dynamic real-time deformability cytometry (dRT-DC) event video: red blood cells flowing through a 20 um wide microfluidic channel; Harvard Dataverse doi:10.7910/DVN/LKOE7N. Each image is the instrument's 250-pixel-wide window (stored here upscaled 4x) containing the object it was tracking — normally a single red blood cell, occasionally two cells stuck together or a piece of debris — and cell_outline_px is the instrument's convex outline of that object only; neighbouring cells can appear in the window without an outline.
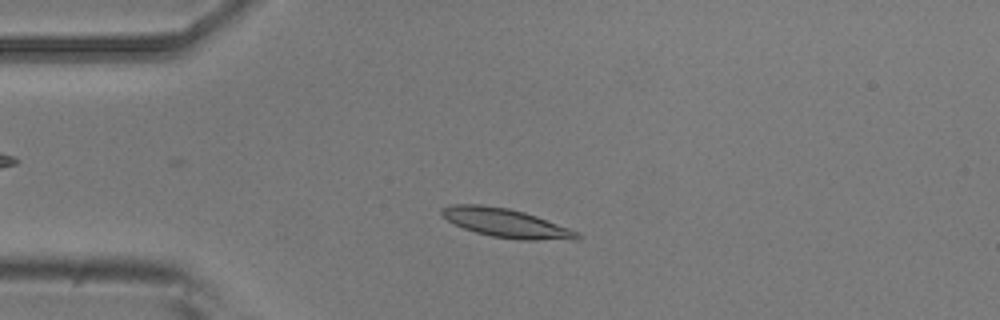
{"species": "common noctule bat (a hibernating species)", "species_latin": "Nyctalus noctula", "temperature_condition": "room temperature", "stored_images_in_passage": 6, "camera_frame_rate_fps": 3000, "um_per_image_px": 0.085, "animal": {"sex": "male", "body_mass_g": 20.5, "forearm_length_mm": 52.5}, "frame": {"image": 1, "passage_image": 3, "time_ms": 2.333, "image_size_px": [1000, 320], "cell_outline_px": [[584, 236], [580, 240], [520, 240], [492, 236], [476, 232], [464, 228], [448, 220], [440, 212], [440, 208], [452, 204], [480, 204], [508, 208], [524, 212], [536, 216], [580, 232]], "centroid_in_image_um": [43.08, 18.97], "position_along_channel_um": 41.9, "area_um2": 22.83}}
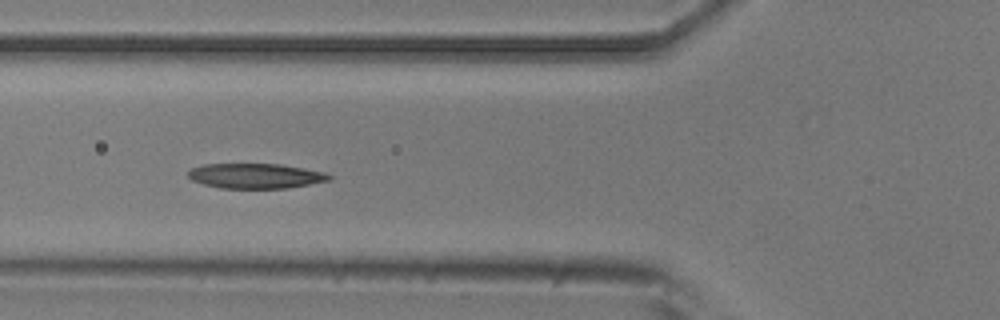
{"frame": {"image": 2, "passage_image": 5, "time_ms": 4.667, "image_size_px": [1000, 320], "cell_outline_px": [[332, 180], [288, 188], [220, 188], [204, 184], [192, 180], [188, 176], [188, 172], [192, 168], [204, 164], [280, 164], [328, 172], [332, 176]], "centroid_in_image_um": [21.78, 14.95], "position_along_channel_um": 104.0, "area_um2": 20.63}}
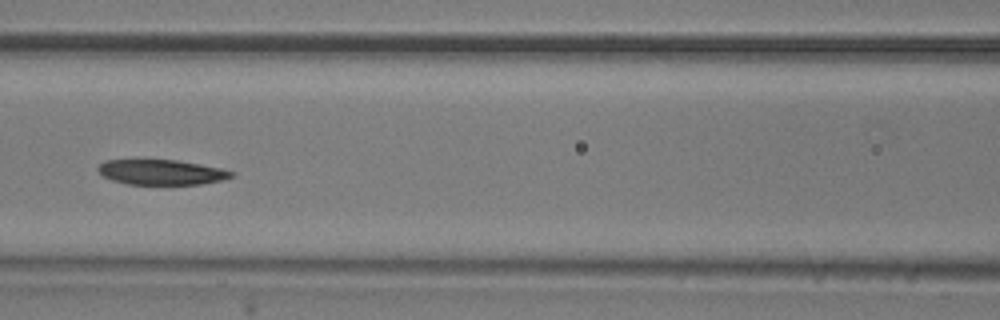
{"frame": {"image": 3, "passage_image": 6, "time_ms": 6.0, "image_size_px": [1000, 320], "cell_outline_px": [[236, 176], [220, 180], [200, 184], [128, 184], [112, 180], [104, 176], [96, 168], [104, 160], [136, 156], [176, 160], [200, 164], [220, 168], [236, 172]], "centroid_in_image_um": [13.64, 14.57], "position_along_channel_um": 153.0, "area_um2": 20.46}}